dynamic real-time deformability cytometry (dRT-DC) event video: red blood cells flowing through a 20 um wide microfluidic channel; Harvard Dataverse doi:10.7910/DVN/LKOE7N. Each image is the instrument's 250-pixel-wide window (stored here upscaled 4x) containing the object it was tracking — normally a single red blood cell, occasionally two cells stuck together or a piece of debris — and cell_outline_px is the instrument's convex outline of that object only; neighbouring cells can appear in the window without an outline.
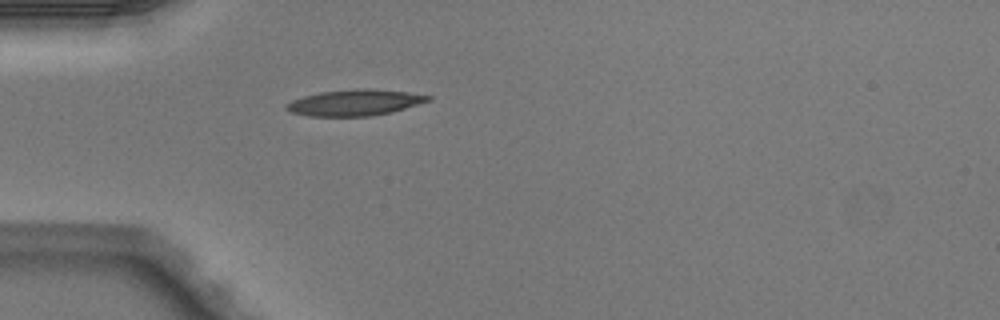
{"species": "Egyptian fruit bat (a non-hibernating species)", "species_latin": "Rousettus aegyptiacus", "temperature_condition": "warm", "stored_images_in_passage": 1, "camera_frame_rate_fps": 3000, "um_per_image_px": 0.085, "animal": {"sex": "male"}, "frame": {"image": 1, "passage_image": 1, "time_ms": 0.0, "image_size_px": [1000, 320], "cell_outline_px": [[432, 100], [392, 112], [372, 116], [308, 116], [292, 112], [284, 108], [284, 104], [292, 100], [304, 96], [320, 92], [364, 88], [368, 88], [408, 92], [432, 96]], "centroid_in_image_um": [30.16, 8.72], "position_along_channel_um": 54.8, "area_um2": 21.56}}